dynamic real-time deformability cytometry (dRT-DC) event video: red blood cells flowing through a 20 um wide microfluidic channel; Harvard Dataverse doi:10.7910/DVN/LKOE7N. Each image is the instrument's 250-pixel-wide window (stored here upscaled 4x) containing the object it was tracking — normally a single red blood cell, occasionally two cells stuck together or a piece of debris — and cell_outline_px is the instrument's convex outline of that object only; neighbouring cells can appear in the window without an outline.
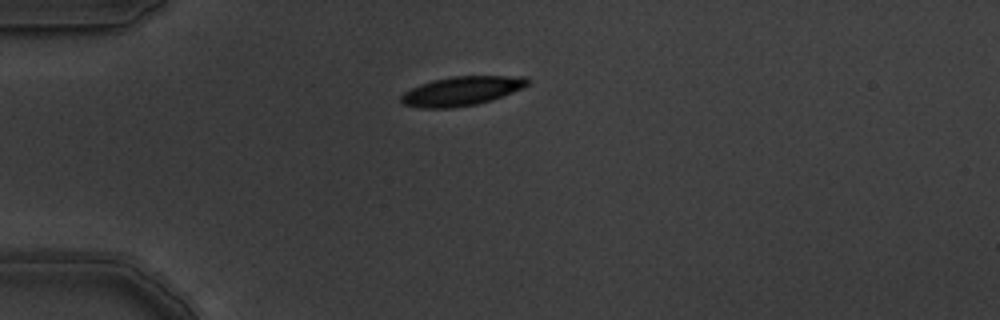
{"species": "common noctule bat (a hibernating species)", "species_latin": "Nyctalus noctula", "temperature_condition": "warm", "stored_images_in_passage": 1, "camera_frame_rate_fps": 3000, "um_per_image_px": 0.085, "animal": {"sex": "male", "body_mass_g": 19.5, "forearm_length_mm": 54.6}, "frame": {"image": 1, "passage_image": 1, "time_ms": 0.0, "image_size_px": [1000, 320], "cell_outline_px": [[528, 84], [524, 88], [504, 96], [492, 100], [476, 104], [452, 108], [420, 108], [404, 104], [400, 100], [400, 96], [404, 92], [420, 84], [432, 80], [452, 76], [528, 76]], "centroid_in_image_um": [39.26, 7.73], "position_along_channel_um": 45.7, "area_um2": 21.62}}